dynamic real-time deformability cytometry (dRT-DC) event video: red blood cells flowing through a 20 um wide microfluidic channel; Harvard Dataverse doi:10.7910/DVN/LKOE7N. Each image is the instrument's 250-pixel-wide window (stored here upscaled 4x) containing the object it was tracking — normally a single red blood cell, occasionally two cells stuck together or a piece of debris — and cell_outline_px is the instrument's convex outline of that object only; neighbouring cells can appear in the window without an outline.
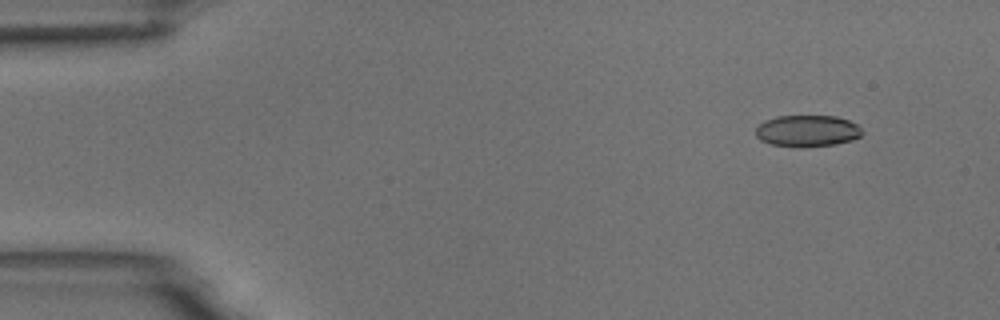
{"species": "common noctule bat (a hibernating species)", "species_latin": "Nyctalus noctula", "temperature_condition": "room temperature", "stored_images_in_passage": 5, "camera_frame_rate_fps": 3000, "um_per_image_px": 0.085, "animal": {"sex": "male", "body_mass_g": 18.8}, "frame": {"image": 1, "passage_image": 2, "time_ms": 1.333, "image_size_px": [1000, 320], "cell_outline_px": [[864, 132], [860, 136], [852, 140], [836, 144], [772, 144], [760, 140], [756, 136], [756, 128], [764, 120], [776, 116], [836, 116], [848, 120], [856, 124]], "centroid_in_image_um": [68.64, 11.07], "position_along_channel_um": 16.4, "area_um2": 18.79}}
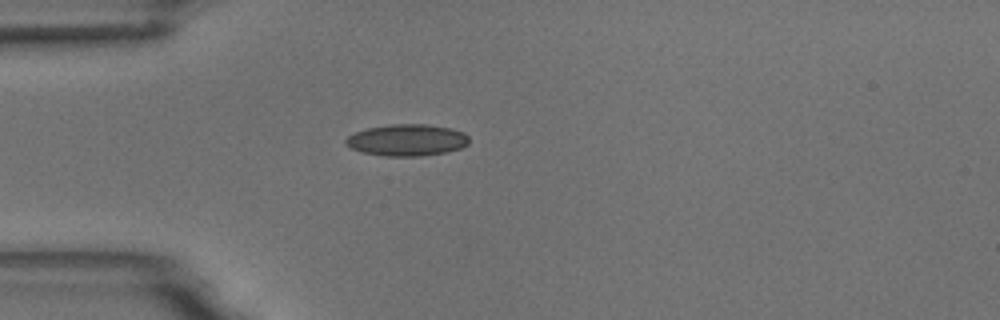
{"frame": {"image": 2, "passage_image": 5, "time_ms": 4.667, "image_size_px": [1000, 320], "cell_outline_px": [[468, 144], [460, 148], [444, 152], [420, 156], [384, 156], [360, 152], [344, 144], [344, 140], [348, 136], [356, 132], [368, 128], [392, 124], [424, 124], [452, 128], [464, 132], [468, 136]], "centroid_in_image_um": [34.58, 11.9], "position_along_channel_um": 50.4, "area_um2": 22.72}}